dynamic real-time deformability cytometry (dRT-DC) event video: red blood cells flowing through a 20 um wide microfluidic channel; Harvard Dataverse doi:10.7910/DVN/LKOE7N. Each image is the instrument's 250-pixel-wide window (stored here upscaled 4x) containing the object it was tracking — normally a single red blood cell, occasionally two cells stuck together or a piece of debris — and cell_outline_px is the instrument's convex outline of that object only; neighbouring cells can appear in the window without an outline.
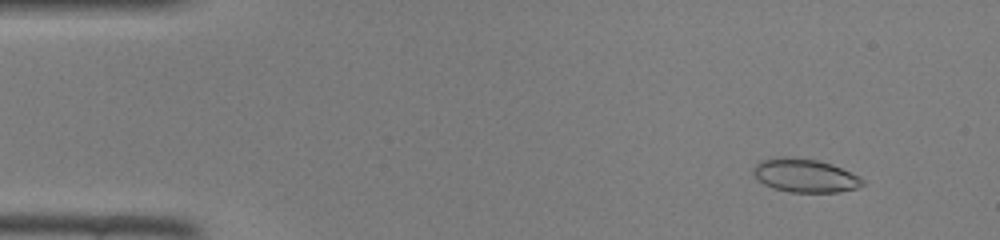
{"species": "common noctule bat (a hibernating species)", "species_latin": "Nyctalus noctula", "temperature_condition": "room temperature", "stored_images_in_passage": 40, "camera_frame_rate_fps": 3000, "um_per_image_px": 0.085, "animal": {"sex": "female", "body_mass_g": 22.0, "forearm_length_mm": 56.7}, "frame": {"image": 1, "passage_image": 5, "time_ms": 1.333, "image_size_px": [1000, 240], "cell_outline_px": [[864, 184], [856, 188], [840, 192], [788, 192], [772, 188], [764, 184], [752, 172], [752, 168], [760, 160], [780, 156], [784, 156], [816, 160], [832, 164], [860, 176], [864, 180]], "centroid_in_image_um": [68.41, 14.92], "position_along_channel_um": 16.6, "area_um2": 21.39}}
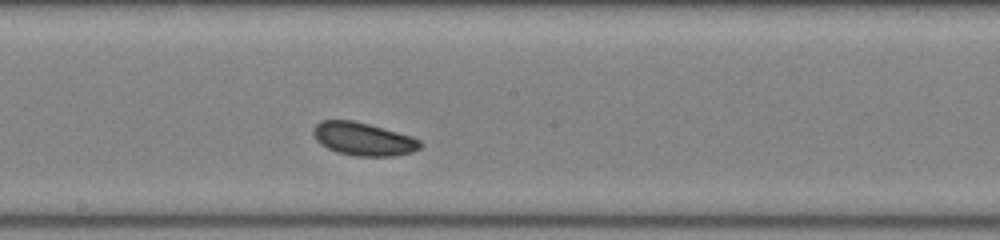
{"frame": {"image": 2, "passage_image": 26, "time_ms": 8.333, "image_size_px": [1000, 240], "cell_outline_px": [[424, 144], [420, 148], [412, 152], [396, 156], [356, 156], [336, 152], [320, 144], [316, 140], [312, 132], [312, 128], [320, 120], [352, 120], [368, 124], [412, 136], [420, 140]], "centroid_in_image_um": [30.87, 11.82], "position_along_channel_um": 217.3, "area_um2": 20.75}}
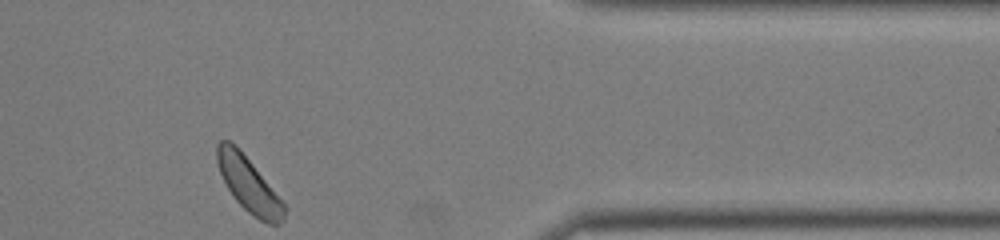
{"frame": {"image": 3, "passage_image": 40, "time_ms": 13.0, "image_size_px": [1000, 240], "cell_outline_px": [[284, 220], [280, 224], [268, 224], [252, 216], [232, 196], [220, 172], [216, 160], [216, 144], [220, 140], [228, 140], [236, 144], [284, 204]], "centroid_in_image_um": [21.1, 15.67], "position_along_channel_um": 390.3, "area_um2": 21.04}}